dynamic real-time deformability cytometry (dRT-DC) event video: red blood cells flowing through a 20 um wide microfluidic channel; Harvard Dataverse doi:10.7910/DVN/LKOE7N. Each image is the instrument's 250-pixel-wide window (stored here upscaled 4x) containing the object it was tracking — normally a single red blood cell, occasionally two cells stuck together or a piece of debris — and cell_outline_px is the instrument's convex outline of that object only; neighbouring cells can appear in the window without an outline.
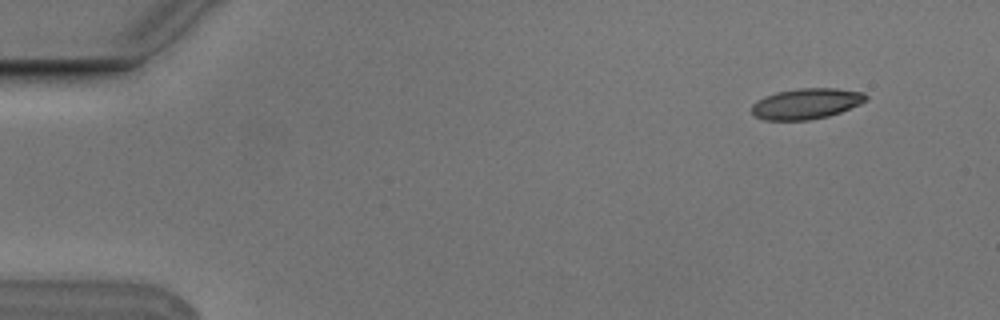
{"species": "Egyptian fruit bat (a non-hibernating species)", "species_latin": "Rousettus aegyptiacus", "temperature_condition": "cold", "stored_images_in_passage": 4, "camera_frame_rate_fps": 3000, "um_per_image_px": 0.085, "animal": {"sex": "male"}, "frame": {"image": 1, "passage_image": 1, "time_ms": 0.0, "image_size_px": [1000, 320], "cell_outline_px": [[868, 100], [860, 104], [840, 112], [828, 116], [808, 120], [764, 120], [756, 116], [752, 112], [752, 104], [756, 100], [764, 96], [776, 92], [800, 88], [836, 88], [864, 92], [868, 96]], "centroid_in_image_um": [68.54, 8.8], "position_along_channel_um": 16.5, "area_um2": 20.52}}